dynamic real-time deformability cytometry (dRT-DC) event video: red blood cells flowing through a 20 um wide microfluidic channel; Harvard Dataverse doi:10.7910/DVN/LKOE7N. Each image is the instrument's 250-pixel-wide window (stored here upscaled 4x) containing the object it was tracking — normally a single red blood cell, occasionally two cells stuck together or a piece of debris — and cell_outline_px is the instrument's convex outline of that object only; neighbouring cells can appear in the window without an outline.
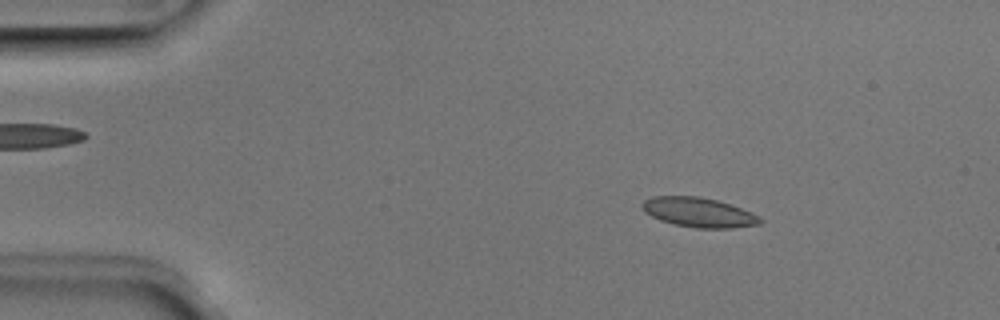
{"species": "Egyptian fruit bat (a non-hibernating species)", "species_latin": "Rousettus aegyptiacus", "temperature_condition": "room temperature", "stored_images_in_passage": 50, "camera_frame_rate_fps": 3000, "um_per_image_px": 0.085, "animal": {"sex": "male"}, "frame": {"image": 1, "passage_image": 7, "time_ms": 2.0, "image_size_px": [1000, 320], "cell_outline_px": [[764, 220], [760, 224], [732, 228], [696, 228], [676, 224], [660, 220], [644, 212], [640, 208], [640, 204], [644, 200], [652, 196], [700, 196], [716, 200], [740, 208], [760, 216]], "centroid_in_image_um": [59.36, 18.05], "position_along_channel_um": 25.6, "area_um2": 20.35}}
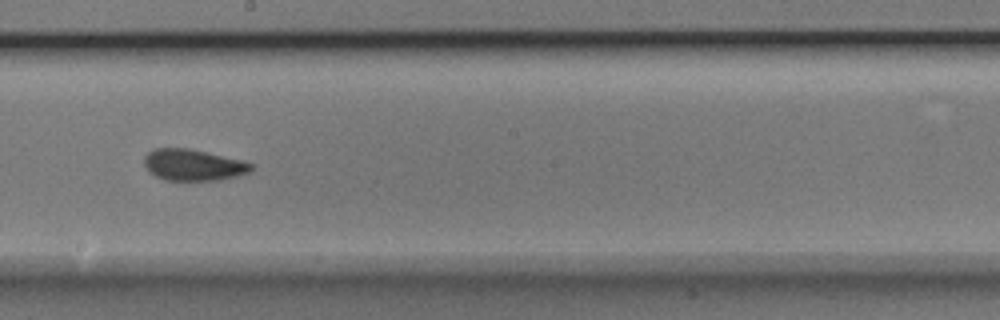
{"frame": {"image": 2, "passage_image": 28, "time_ms": 9.0, "image_size_px": [1000, 320], "cell_outline_px": [[256, 164], [252, 172], [236, 176], [216, 180], [164, 180], [148, 172], [144, 164], [144, 156], [152, 148], [188, 148], [240, 160]], "centroid_in_image_um": [16.42, 14.02], "position_along_channel_um": 231.8, "area_um2": 19.65}}
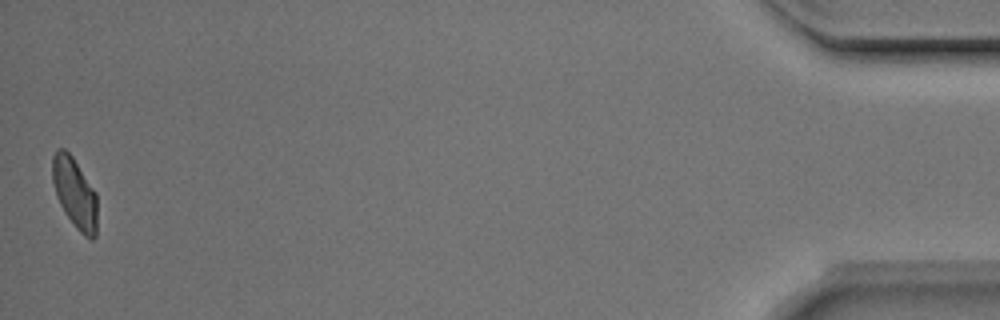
{"frame": {"image": 3, "passage_image": 50, "time_ms": 16.333, "image_size_px": [1000, 320], "cell_outline_px": [[96, 236], [92, 240], [84, 236], [76, 228], [64, 212], [56, 196], [52, 180], [52, 156], [56, 148], [64, 148], [72, 156], [96, 192]], "centroid_in_image_um": [6.33, 16.39], "position_along_channel_um": 428.9, "area_um2": 18.44}, "authors_computed_cell_mechanics": {"area_um2": 19.7387, "velocity_mm_per_s": 3.945, "shape_relaxation_time_tau1_ms": 3.5705, "shape_relaxation_time_tau2_ms": 0.8395, "deformation_change_tau1": 0.1442, "deformation_change_tau2": 0.0787}}